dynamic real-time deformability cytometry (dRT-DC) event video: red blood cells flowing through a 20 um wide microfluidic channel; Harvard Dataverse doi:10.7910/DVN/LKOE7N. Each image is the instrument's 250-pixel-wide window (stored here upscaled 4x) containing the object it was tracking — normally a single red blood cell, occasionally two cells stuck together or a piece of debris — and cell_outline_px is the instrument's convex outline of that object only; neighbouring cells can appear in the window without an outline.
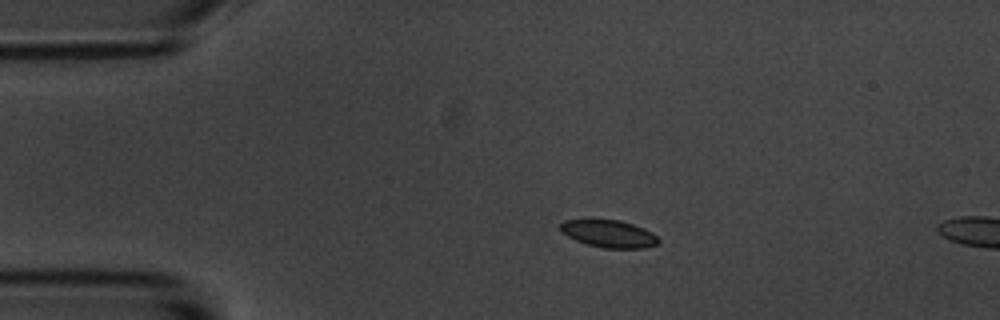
{"species": "common noctule bat (a hibernating species)", "species_latin": "Nyctalus noctula", "temperature_condition": "room temperature", "stored_images_in_passage": 4, "camera_frame_rate_fps": 3000, "um_per_image_px": 0.085, "animal": {"sex": "male", "body_mass_g": 20.1, "forearm_length_mm": 53.5}, "frame": {"image": 1, "passage_image": 3, "time_ms": 2.333, "image_size_px": [1000, 320], "cell_outline_px": [[660, 240], [656, 244], [644, 248], [604, 248], [588, 244], [576, 240], [560, 232], [560, 224], [564, 220], [620, 220], [644, 228], [652, 232]], "centroid_in_image_um": [51.75, 19.87], "position_along_channel_um": 33.2, "area_um2": 15.49}}